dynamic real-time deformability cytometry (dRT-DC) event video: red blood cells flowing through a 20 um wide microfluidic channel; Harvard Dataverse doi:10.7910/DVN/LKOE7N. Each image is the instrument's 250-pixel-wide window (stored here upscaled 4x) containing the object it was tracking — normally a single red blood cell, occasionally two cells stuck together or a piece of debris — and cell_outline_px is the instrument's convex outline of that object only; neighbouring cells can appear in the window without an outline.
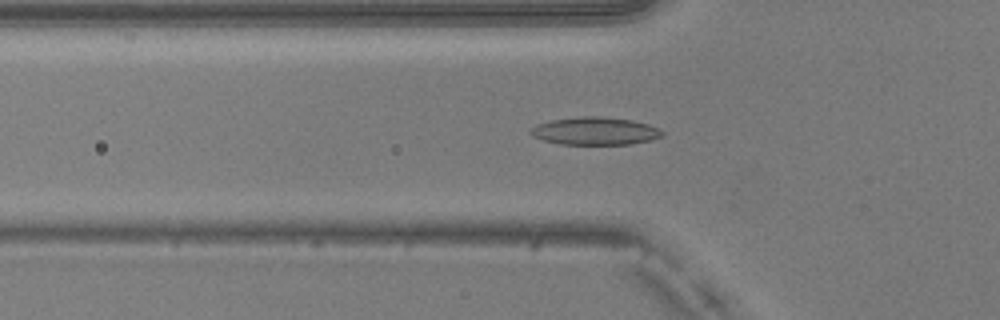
{"species": "common noctule bat (a hibernating species)", "species_latin": "Nyctalus noctula", "temperature_condition": "warm", "stored_images_in_passage": 49, "camera_frame_rate_fps": 3000, "um_per_image_px": 0.085, "animal": {"sex": "male", "body_mass_g": 20.5, "forearm_length_mm": 52.5}, "frame": {"image": 1, "passage_image": 16, "time_ms": 5.0, "image_size_px": [1000, 320], "cell_outline_px": [[664, 136], [652, 140], [632, 144], [560, 144], [544, 140], [532, 136], [528, 132], [528, 128], [536, 124], [552, 120], [580, 116], [600, 116], [632, 120], [648, 124], [664, 132]], "centroid_in_image_um": [50.56, 11.14], "position_along_channel_um": 75.2, "area_um2": 21.44}}
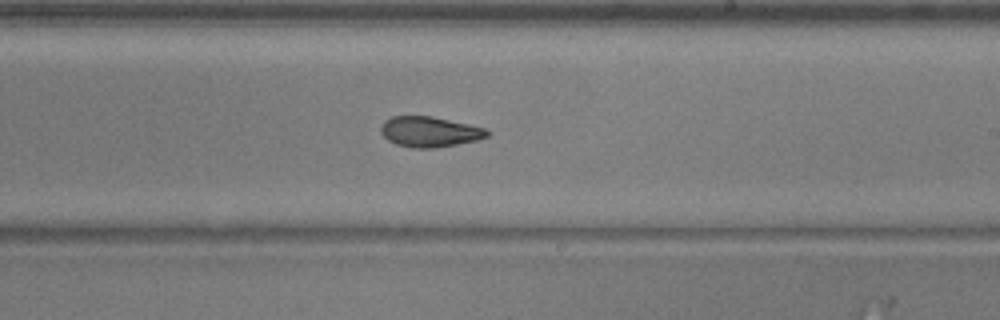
{"frame": {"image": 2, "passage_image": 29, "time_ms": 9.333, "image_size_px": [1000, 320], "cell_outline_px": [[492, 132], [488, 136], [476, 140], [436, 148], [412, 148], [396, 144], [388, 140], [380, 132], [380, 124], [384, 120], [392, 116], [432, 116], [468, 124], [484, 128]], "centroid_in_image_um": [36.48, 11.2], "position_along_channel_um": 252.5, "area_um2": 18.9}}
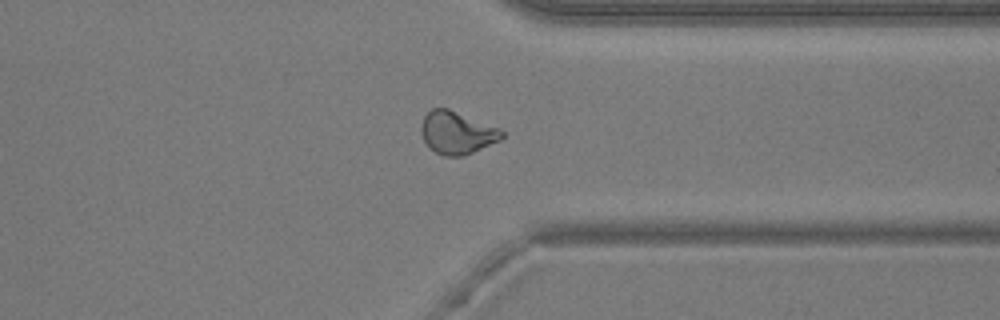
{"frame": {"image": 3, "passage_image": 38, "time_ms": 12.333, "image_size_px": [1000, 320], "cell_outline_px": [[504, 136], [500, 140], [472, 152], [460, 156], [444, 156], [428, 148], [420, 132], [420, 124], [424, 116], [432, 108], [448, 108], [500, 128], [504, 132]], "centroid_in_image_um": [38.81, 11.27], "position_along_channel_um": 372.6, "area_um2": 20.06}, "authors_computed_cell_mechanics": {"area_um2": 19.941, "velocity_mm_per_s": 4.0642, "shape_relaxation_time_tau1_ms": 10.7363, "shape_relaxation_time_tau2_ms": 1.5974, "deformation_change_tau1": 0.2622, "deformation_change_tau2": 0.0727}}